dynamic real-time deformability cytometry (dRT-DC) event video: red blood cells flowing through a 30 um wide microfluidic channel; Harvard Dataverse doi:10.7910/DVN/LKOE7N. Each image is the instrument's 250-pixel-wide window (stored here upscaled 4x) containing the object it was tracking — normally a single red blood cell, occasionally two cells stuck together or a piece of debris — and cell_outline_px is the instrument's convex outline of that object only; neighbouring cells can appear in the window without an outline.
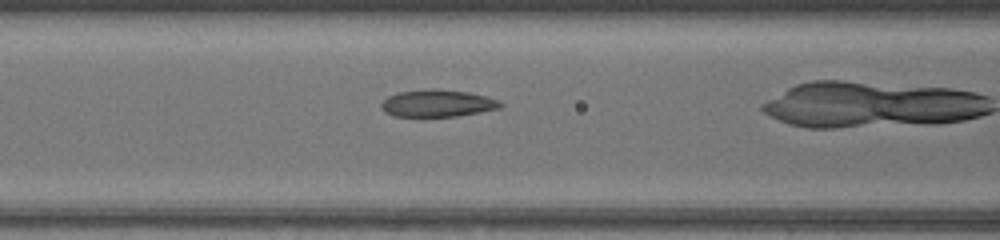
{"species": "common noctule bat (a hibernating species)", "species_latin": "Nyctalus noctula", "temperature_condition": "warm", "stored_images_in_passage": 36, "camera_frame_rate_fps": 3000, "um_per_image_px": 0.085, "animal": {"sex": "female", "body_mass_g": 17.0, "forearm_length_mm": 48.0}, "frame": {"image": 1, "passage_image": 19, "time_ms": 6.0, "image_size_px": [1000, 240], "cell_outline_px": [[504, 104], [500, 108], [480, 112], [456, 116], [392, 116], [384, 112], [380, 108], [380, 104], [388, 96], [400, 92], [432, 88], [436, 88], [468, 92], [484, 96], [496, 100]], "centroid_in_image_um": [37.15, 8.78], "position_along_channel_um": 129.5, "area_um2": 18.79}}
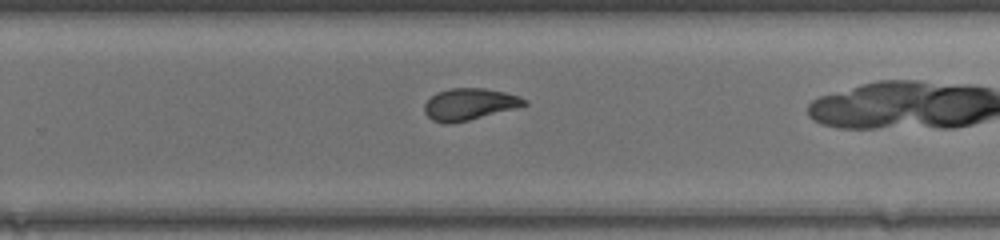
{"frame": {"image": 2, "passage_image": 30, "time_ms": 9.667, "image_size_px": [1000, 240], "cell_outline_px": [[528, 104], [468, 120], [448, 124], [444, 124], [432, 120], [424, 112], [424, 104], [436, 92], [452, 88], [484, 88], [504, 92], [520, 96], [528, 100]], "centroid_in_image_um": [39.87, 8.85], "position_along_channel_um": 289.9, "area_um2": 18.26}}
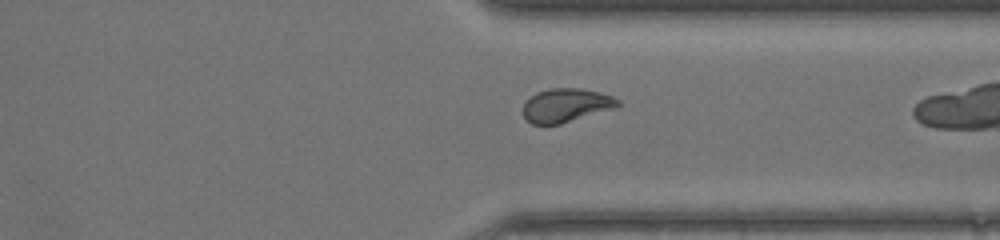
{"frame": {"image": 3, "passage_image": 35, "time_ms": 11.333, "image_size_px": [1000, 240], "cell_outline_px": [[620, 104], [616, 108], [560, 124], [532, 124], [524, 116], [524, 100], [536, 92], [552, 88], [580, 88], [600, 92], [612, 96], [620, 100]], "centroid_in_image_um": [48.13, 8.94], "position_along_channel_um": 363.3, "area_um2": 18.67}}